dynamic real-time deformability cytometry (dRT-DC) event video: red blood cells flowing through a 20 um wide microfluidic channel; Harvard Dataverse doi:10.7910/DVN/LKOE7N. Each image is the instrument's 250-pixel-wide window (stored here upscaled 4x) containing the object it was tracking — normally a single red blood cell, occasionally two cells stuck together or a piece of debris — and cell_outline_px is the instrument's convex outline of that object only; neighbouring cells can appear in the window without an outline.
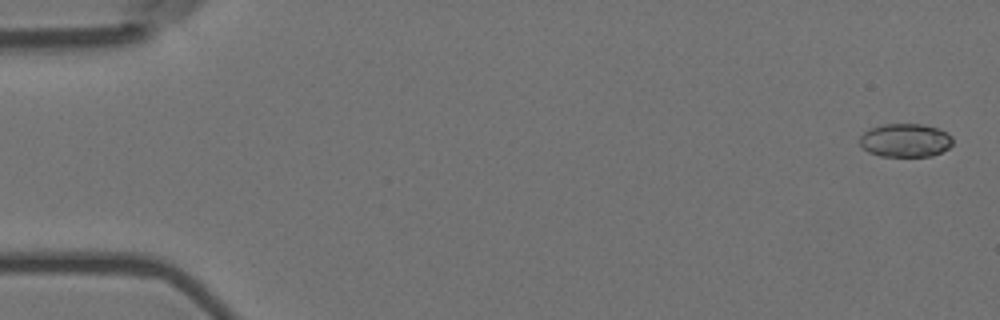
{"species": "Egyptian fruit bat (a non-hibernating species)", "species_latin": "Rousettus aegyptiacus", "temperature_condition": "room temperature", "stored_images_in_passage": 11, "camera_frame_rate_fps": 3000, "um_per_image_px": 0.085, "animal": {"sex": "female"}, "frame": {"image": 1, "passage_image": 1, "time_ms": 0.0, "image_size_px": [1000, 320], "cell_outline_px": [[952, 144], [948, 148], [932, 156], [880, 156], [868, 152], [860, 144], [860, 136], [868, 128], [884, 124], [920, 124], [940, 128], [952, 136]], "centroid_in_image_um": [76.95, 11.92], "position_along_channel_um": 8.1, "area_um2": 18.21}}
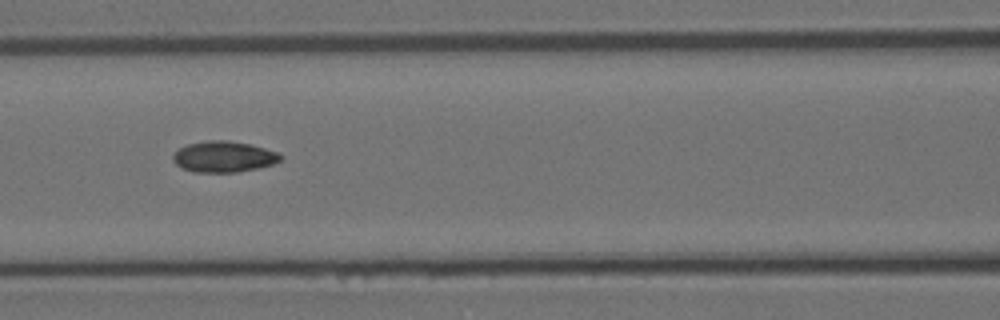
{"frame": {"image": 2, "passage_image": 7, "time_ms": 2.0, "image_size_px": [1000, 320], "cell_outline_px": [[284, 156], [280, 160], [272, 164], [256, 168], [236, 172], [192, 172], [180, 168], [172, 160], [172, 156], [180, 148], [188, 144], [208, 140], [228, 140], [248, 144], [280, 152]], "centroid_in_image_um": [19.01, 13.32], "position_along_channel_um": 147.6, "area_um2": 19.42}}
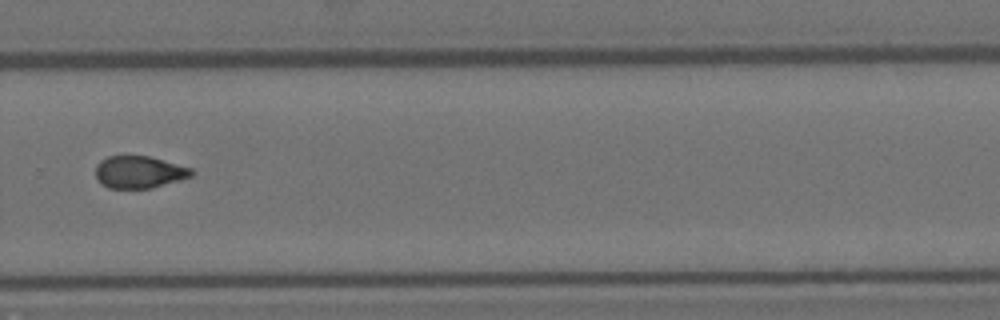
{"frame": {"image": 3, "passage_image": 11, "time_ms": 3.333, "image_size_px": [1000, 320], "cell_outline_px": [[192, 176], [180, 180], [152, 188], [108, 188], [100, 184], [96, 176], [96, 164], [100, 160], [108, 156], [128, 152], [148, 156], [192, 168]], "centroid_in_image_um": [11.77, 14.58], "position_along_channel_um": 318.0, "area_um2": 18.55}}